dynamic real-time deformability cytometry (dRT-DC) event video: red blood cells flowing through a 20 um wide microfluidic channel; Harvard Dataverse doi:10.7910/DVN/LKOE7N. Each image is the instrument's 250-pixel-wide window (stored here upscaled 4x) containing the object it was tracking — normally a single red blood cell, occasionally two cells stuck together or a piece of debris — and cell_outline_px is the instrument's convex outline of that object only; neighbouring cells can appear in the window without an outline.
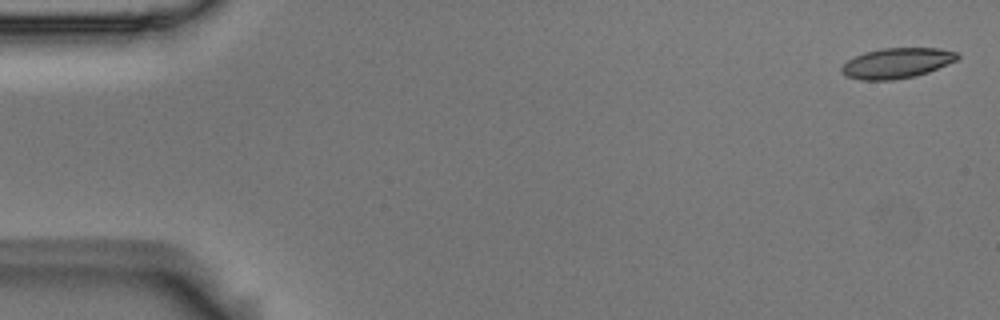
{"species": "Egyptian fruit bat (a non-hibernating species)", "species_latin": "Rousettus aegyptiacus", "temperature_condition": "room temperature", "stored_images_in_passage": 4, "camera_frame_rate_fps": 3000, "um_per_image_px": 0.085, "animal": {"sex": "male"}, "frame": {"image": 1, "passage_image": 1, "time_ms": 0.0, "image_size_px": [1000, 320], "cell_outline_px": [[960, 56], [956, 60], [948, 64], [928, 72], [916, 76], [892, 80], [860, 80], [844, 76], [840, 72], [840, 68], [848, 60], [864, 52], [880, 48], [940, 48], [956, 52]], "centroid_in_image_um": [76.2, 5.37], "position_along_channel_um": 8.8, "area_um2": 20.58}}
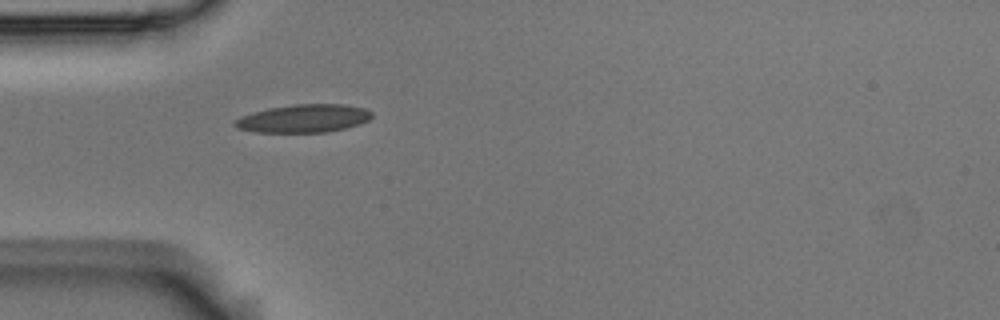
{"frame": {"image": 2, "passage_image": 4, "time_ms": 1.0, "image_size_px": [1000, 320], "cell_outline_px": [[372, 116], [368, 120], [344, 128], [324, 132], [256, 132], [236, 128], [232, 124], [236, 120], [244, 116], [256, 112], [272, 108], [292, 104], [344, 104], [364, 108], [372, 112]], "centroid_in_image_um": [25.82, 10.07], "position_along_channel_um": 59.2, "area_um2": 21.96}}